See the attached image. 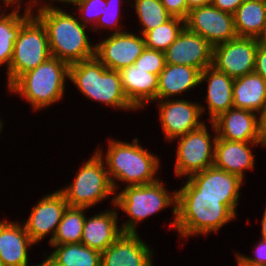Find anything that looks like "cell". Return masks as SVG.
Returning a JSON list of instances; mask_svg holds the SVG:
<instances>
[{"label":"cell","mask_w":266,"mask_h":266,"mask_svg":"<svg viewBox=\"0 0 266 266\" xmlns=\"http://www.w3.org/2000/svg\"><path fill=\"white\" fill-rule=\"evenodd\" d=\"M237 216L223 204V199L211 196H198L196 190L187 180L176 190L175 230L179 236L217 233L224 225L235 220Z\"/></svg>","instance_id":"6da1fadb"},{"label":"cell","mask_w":266,"mask_h":266,"mask_svg":"<svg viewBox=\"0 0 266 266\" xmlns=\"http://www.w3.org/2000/svg\"><path fill=\"white\" fill-rule=\"evenodd\" d=\"M138 142V137L133 138L132 143L111 138L106 154L100 148L96 150L105 161L115 193L120 188V182L127 184L126 186H136L150 184L159 179V157Z\"/></svg>","instance_id":"7a4b0ae2"},{"label":"cell","mask_w":266,"mask_h":266,"mask_svg":"<svg viewBox=\"0 0 266 266\" xmlns=\"http://www.w3.org/2000/svg\"><path fill=\"white\" fill-rule=\"evenodd\" d=\"M35 16L45 26L50 54L69 65L95 57V46L90 43L85 26L76 15L53 9ZM76 16V17H75Z\"/></svg>","instance_id":"3957f363"},{"label":"cell","mask_w":266,"mask_h":266,"mask_svg":"<svg viewBox=\"0 0 266 266\" xmlns=\"http://www.w3.org/2000/svg\"><path fill=\"white\" fill-rule=\"evenodd\" d=\"M89 100L119 110L138 111L127 99L119 71L108 69L96 57L69 66V79Z\"/></svg>","instance_id":"277c9868"},{"label":"cell","mask_w":266,"mask_h":266,"mask_svg":"<svg viewBox=\"0 0 266 266\" xmlns=\"http://www.w3.org/2000/svg\"><path fill=\"white\" fill-rule=\"evenodd\" d=\"M69 66L67 62L51 56L35 69L21 75L8 88L9 93L23 97L35 112L48 108L60 102L65 95Z\"/></svg>","instance_id":"5b68a950"},{"label":"cell","mask_w":266,"mask_h":266,"mask_svg":"<svg viewBox=\"0 0 266 266\" xmlns=\"http://www.w3.org/2000/svg\"><path fill=\"white\" fill-rule=\"evenodd\" d=\"M159 180L150 184L125 186L116 192L111 200L112 205L128 216V221L120 226L123 233H137V224L171 205L174 219L168 228H174L175 231L176 190L172 194L168 193L165 184Z\"/></svg>","instance_id":"8992f818"},{"label":"cell","mask_w":266,"mask_h":266,"mask_svg":"<svg viewBox=\"0 0 266 266\" xmlns=\"http://www.w3.org/2000/svg\"><path fill=\"white\" fill-rule=\"evenodd\" d=\"M105 161L97 151L76 171L74 180L59 189L70 207L91 208L114 194Z\"/></svg>","instance_id":"52a82bcc"},{"label":"cell","mask_w":266,"mask_h":266,"mask_svg":"<svg viewBox=\"0 0 266 266\" xmlns=\"http://www.w3.org/2000/svg\"><path fill=\"white\" fill-rule=\"evenodd\" d=\"M51 57L45 26L32 16L15 41L12 61L7 69V89L24 73L35 69Z\"/></svg>","instance_id":"ba28073f"},{"label":"cell","mask_w":266,"mask_h":266,"mask_svg":"<svg viewBox=\"0 0 266 266\" xmlns=\"http://www.w3.org/2000/svg\"><path fill=\"white\" fill-rule=\"evenodd\" d=\"M210 124L212 132L215 133L213 137L204 123L199 128L174 139L179 140L174 166L176 177H189L213 166L217 134L213 122Z\"/></svg>","instance_id":"9c48e42d"},{"label":"cell","mask_w":266,"mask_h":266,"mask_svg":"<svg viewBox=\"0 0 266 266\" xmlns=\"http://www.w3.org/2000/svg\"><path fill=\"white\" fill-rule=\"evenodd\" d=\"M256 38L239 37L213 47L212 66L232 78L254 72Z\"/></svg>","instance_id":"30bf717a"},{"label":"cell","mask_w":266,"mask_h":266,"mask_svg":"<svg viewBox=\"0 0 266 266\" xmlns=\"http://www.w3.org/2000/svg\"><path fill=\"white\" fill-rule=\"evenodd\" d=\"M185 27L202 36L213 47L237 37L233 14L221 11L212 4L190 10Z\"/></svg>","instance_id":"8fae6325"},{"label":"cell","mask_w":266,"mask_h":266,"mask_svg":"<svg viewBox=\"0 0 266 266\" xmlns=\"http://www.w3.org/2000/svg\"><path fill=\"white\" fill-rule=\"evenodd\" d=\"M186 180L198 190V196L223 199V204L237 216L236 208L241 197L240 189L244 185V180L239 176L213 165L203 171L192 174Z\"/></svg>","instance_id":"7c38bea8"},{"label":"cell","mask_w":266,"mask_h":266,"mask_svg":"<svg viewBox=\"0 0 266 266\" xmlns=\"http://www.w3.org/2000/svg\"><path fill=\"white\" fill-rule=\"evenodd\" d=\"M159 109V121L165 139L170 142L175 138L187 134L199 128L205 121H202L200 104L186 99H165L156 100Z\"/></svg>","instance_id":"4fadbf2b"},{"label":"cell","mask_w":266,"mask_h":266,"mask_svg":"<svg viewBox=\"0 0 266 266\" xmlns=\"http://www.w3.org/2000/svg\"><path fill=\"white\" fill-rule=\"evenodd\" d=\"M111 35L97 42L95 57L108 69L119 71L131 66L145 49V40L142 34L124 31Z\"/></svg>","instance_id":"5bb4252c"},{"label":"cell","mask_w":266,"mask_h":266,"mask_svg":"<svg viewBox=\"0 0 266 266\" xmlns=\"http://www.w3.org/2000/svg\"><path fill=\"white\" fill-rule=\"evenodd\" d=\"M64 194L60 190L44 195L23 223L32 241L37 244L51 234L48 243L53 240L62 216L68 207Z\"/></svg>","instance_id":"9a60e30c"},{"label":"cell","mask_w":266,"mask_h":266,"mask_svg":"<svg viewBox=\"0 0 266 266\" xmlns=\"http://www.w3.org/2000/svg\"><path fill=\"white\" fill-rule=\"evenodd\" d=\"M164 53L166 64L187 65L201 72L212 66L213 46L202 36L189 31L186 27Z\"/></svg>","instance_id":"2e32d148"},{"label":"cell","mask_w":266,"mask_h":266,"mask_svg":"<svg viewBox=\"0 0 266 266\" xmlns=\"http://www.w3.org/2000/svg\"><path fill=\"white\" fill-rule=\"evenodd\" d=\"M153 249L137 233H122L101 253V266H153Z\"/></svg>","instance_id":"e0dca14e"},{"label":"cell","mask_w":266,"mask_h":266,"mask_svg":"<svg viewBox=\"0 0 266 266\" xmlns=\"http://www.w3.org/2000/svg\"><path fill=\"white\" fill-rule=\"evenodd\" d=\"M212 122L217 138L236 142H259L258 114L255 112L233 107Z\"/></svg>","instance_id":"ac0fdd59"},{"label":"cell","mask_w":266,"mask_h":266,"mask_svg":"<svg viewBox=\"0 0 266 266\" xmlns=\"http://www.w3.org/2000/svg\"><path fill=\"white\" fill-rule=\"evenodd\" d=\"M33 245L23 224L0 218V262L4 266H30L28 252Z\"/></svg>","instance_id":"d6986e66"},{"label":"cell","mask_w":266,"mask_h":266,"mask_svg":"<svg viewBox=\"0 0 266 266\" xmlns=\"http://www.w3.org/2000/svg\"><path fill=\"white\" fill-rule=\"evenodd\" d=\"M207 82V107L200 103L202 115L208 108L209 122H212L219 115L233 108V84L234 78L216 70L213 66L205 68L200 75V84ZM204 112V113H203Z\"/></svg>","instance_id":"ffe728a7"},{"label":"cell","mask_w":266,"mask_h":266,"mask_svg":"<svg viewBox=\"0 0 266 266\" xmlns=\"http://www.w3.org/2000/svg\"><path fill=\"white\" fill-rule=\"evenodd\" d=\"M117 208L106 209L85 218L81 243L99 252L105 251L123 233L118 225Z\"/></svg>","instance_id":"44dd1931"},{"label":"cell","mask_w":266,"mask_h":266,"mask_svg":"<svg viewBox=\"0 0 266 266\" xmlns=\"http://www.w3.org/2000/svg\"><path fill=\"white\" fill-rule=\"evenodd\" d=\"M258 145L259 142H236L217 138L213 165L244 180L245 171H252L255 167V155L251 147Z\"/></svg>","instance_id":"7402d4cb"},{"label":"cell","mask_w":266,"mask_h":266,"mask_svg":"<svg viewBox=\"0 0 266 266\" xmlns=\"http://www.w3.org/2000/svg\"><path fill=\"white\" fill-rule=\"evenodd\" d=\"M119 74L124 94L137 110L157 100L158 75L137 68L134 64L121 68Z\"/></svg>","instance_id":"603a6c76"},{"label":"cell","mask_w":266,"mask_h":266,"mask_svg":"<svg viewBox=\"0 0 266 266\" xmlns=\"http://www.w3.org/2000/svg\"><path fill=\"white\" fill-rule=\"evenodd\" d=\"M201 71L187 65L166 64L158 75L157 100L173 99L200 86Z\"/></svg>","instance_id":"cb8c5ba5"},{"label":"cell","mask_w":266,"mask_h":266,"mask_svg":"<svg viewBox=\"0 0 266 266\" xmlns=\"http://www.w3.org/2000/svg\"><path fill=\"white\" fill-rule=\"evenodd\" d=\"M232 94L234 108L258 114L266 106V80L255 72L234 78Z\"/></svg>","instance_id":"d4e9b609"},{"label":"cell","mask_w":266,"mask_h":266,"mask_svg":"<svg viewBox=\"0 0 266 266\" xmlns=\"http://www.w3.org/2000/svg\"><path fill=\"white\" fill-rule=\"evenodd\" d=\"M13 10L0 18V67L3 65L9 68L15 41L18 38L22 26L33 16L27 11L26 5L24 12L20 14L21 5H14Z\"/></svg>","instance_id":"484cf974"},{"label":"cell","mask_w":266,"mask_h":266,"mask_svg":"<svg viewBox=\"0 0 266 266\" xmlns=\"http://www.w3.org/2000/svg\"><path fill=\"white\" fill-rule=\"evenodd\" d=\"M233 16L237 36L256 38L266 21V1L244 0Z\"/></svg>","instance_id":"4316f807"},{"label":"cell","mask_w":266,"mask_h":266,"mask_svg":"<svg viewBox=\"0 0 266 266\" xmlns=\"http://www.w3.org/2000/svg\"><path fill=\"white\" fill-rule=\"evenodd\" d=\"M50 246L54 251L49 256L61 266H101V252L82 243Z\"/></svg>","instance_id":"83f0119b"},{"label":"cell","mask_w":266,"mask_h":266,"mask_svg":"<svg viewBox=\"0 0 266 266\" xmlns=\"http://www.w3.org/2000/svg\"><path fill=\"white\" fill-rule=\"evenodd\" d=\"M86 210L87 208L68 206L49 245L81 243Z\"/></svg>","instance_id":"f1b7e54d"},{"label":"cell","mask_w":266,"mask_h":266,"mask_svg":"<svg viewBox=\"0 0 266 266\" xmlns=\"http://www.w3.org/2000/svg\"><path fill=\"white\" fill-rule=\"evenodd\" d=\"M132 4L137 14L138 21L141 25L140 34L144 35L146 32L164 24L172 16L166 11L161 0H134Z\"/></svg>","instance_id":"f546056e"},{"label":"cell","mask_w":266,"mask_h":266,"mask_svg":"<svg viewBox=\"0 0 266 266\" xmlns=\"http://www.w3.org/2000/svg\"><path fill=\"white\" fill-rule=\"evenodd\" d=\"M185 27V20L178 17H171L164 24L146 32L144 36L147 48L165 52L166 49L176 40L179 33Z\"/></svg>","instance_id":"4dcf8cb0"},{"label":"cell","mask_w":266,"mask_h":266,"mask_svg":"<svg viewBox=\"0 0 266 266\" xmlns=\"http://www.w3.org/2000/svg\"><path fill=\"white\" fill-rule=\"evenodd\" d=\"M107 5L104 8L105 13L99 17V19L96 22V25L93 26V30L96 32L99 31V34H101V30L105 29L106 31L109 32L108 29H112V33H121L124 32L125 30L123 29L122 31V26L119 25L121 22L122 14H121V7L123 6L124 2L123 0H106ZM122 5V6H121ZM121 26V28H120ZM95 27V28H94Z\"/></svg>","instance_id":"1f68e13d"},{"label":"cell","mask_w":266,"mask_h":266,"mask_svg":"<svg viewBox=\"0 0 266 266\" xmlns=\"http://www.w3.org/2000/svg\"><path fill=\"white\" fill-rule=\"evenodd\" d=\"M106 0H78L74 5L78 12V19L87 27L90 26V31L93 25H96L97 20L105 13ZM78 10V11H77ZM93 24V25H92Z\"/></svg>","instance_id":"d6a6232c"},{"label":"cell","mask_w":266,"mask_h":266,"mask_svg":"<svg viewBox=\"0 0 266 266\" xmlns=\"http://www.w3.org/2000/svg\"><path fill=\"white\" fill-rule=\"evenodd\" d=\"M134 65L150 73L159 75L166 66L165 53L145 47Z\"/></svg>","instance_id":"836d02e7"},{"label":"cell","mask_w":266,"mask_h":266,"mask_svg":"<svg viewBox=\"0 0 266 266\" xmlns=\"http://www.w3.org/2000/svg\"><path fill=\"white\" fill-rule=\"evenodd\" d=\"M51 1L52 3L53 2L64 3V4L67 3L68 5H72V6H74L78 2V0H49V2L47 3V0L46 2H44V0H32L30 3L26 4L27 11L30 12L33 16H35V12H34L35 9H33L35 7L37 11L36 14L44 12V11H48V10L60 9V7L58 6H53L52 3L50 5ZM38 4H41V5H38Z\"/></svg>","instance_id":"e575fe53"},{"label":"cell","mask_w":266,"mask_h":266,"mask_svg":"<svg viewBox=\"0 0 266 266\" xmlns=\"http://www.w3.org/2000/svg\"><path fill=\"white\" fill-rule=\"evenodd\" d=\"M161 2L172 17L182 18L184 20L187 18L188 7L186 0H161Z\"/></svg>","instance_id":"d590c367"},{"label":"cell","mask_w":266,"mask_h":266,"mask_svg":"<svg viewBox=\"0 0 266 266\" xmlns=\"http://www.w3.org/2000/svg\"><path fill=\"white\" fill-rule=\"evenodd\" d=\"M258 242L256 243L257 245H254V255L252 257L241 253L240 256L247 262L266 265V241L260 239Z\"/></svg>","instance_id":"8d00e7d4"},{"label":"cell","mask_w":266,"mask_h":266,"mask_svg":"<svg viewBox=\"0 0 266 266\" xmlns=\"http://www.w3.org/2000/svg\"><path fill=\"white\" fill-rule=\"evenodd\" d=\"M254 72L266 80V48L259 45L256 52Z\"/></svg>","instance_id":"74e56055"},{"label":"cell","mask_w":266,"mask_h":266,"mask_svg":"<svg viewBox=\"0 0 266 266\" xmlns=\"http://www.w3.org/2000/svg\"><path fill=\"white\" fill-rule=\"evenodd\" d=\"M244 0H211V4L221 11L234 14Z\"/></svg>","instance_id":"f35d334b"},{"label":"cell","mask_w":266,"mask_h":266,"mask_svg":"<svg viewBox=\"0 0 266 266\" xmlns=\"http://www.w3.org/2000/svg\"><path fill=\"white\" fill-rule=\"evenodd\" d=\"M258 135L261 147L266 146V106L258 113Z\"/></svg>","instance_id":"ab89813d"},{"label":"cell","mask_w":266,"mask_h":266,"mask_svg":"<svg viewBox=\"0 0 266 266\" xmlns=\"http://www.w3.org/2000/svg\"><path fill=\"white\" fill-rule=\"evenodd\" d=\"M186 4L188 7V13H189V11L194 8H198L201 6L211 4V0H186Z\"/></svg>","instance_id":"60d3db41"},{"label":"cell","mask_w":266,"mask_h":266,"mask_svg":"<svg viewBox=\"0 0 266 266\" xmlns=\"http://www.w3.org/2000/svg\"><path fill=\"white\" fill-rule=\"evenodd\" d=\"M256 40L259 46L266 48V21L263 25L262 31L256 37Z\"/></svg>","instance_id":"b9f144b4"},{"label":"cell","mask_w":266,"mask_h":266,"mask_svg":"<svg viewBox=\"0 0 266 266\" xmlns=\"http://www.w3.org/2000/svg\"><path fill=\"white\" fill-rule=\"evenodd\" d=\"M236 264L237 266H266V265H261V264H253L250 262L245 261L241 256H240V252L236 253Z\"/></svg>","instance_id":"7bdbcfd3"},{"label":"cell","mask_w":266,"mask_h":266,"mask_svg":"<svg viewBox=\"0 0 266 266\" xmlns=\"http://www.w3.org/2000/svg\"><path fill=\"white\" fill-rule=\"evenodd\" d=\"M261 240L266 241V205L261 219Z\"/></svg>","instance_id":"ee69618b"},{"label":"cell","mask_w":266,"mask_h":266,"mask_svg":"<svg viewBox=\"0 0 266 266\" xmlns=\"http://www.w3.org/2000/svg\"><path fill=\"white\" fill-rule=\"evenodd\" d=\"M36 265L37 266H61L58 263H56L50 256L45 257V259L42 262Z\"/></svg>","instance_id":"f6af8a7d"},{"label":"cell","mask_w":266,"mask_h":266,"mask_svg":"<svg viewBox=\"0 0 266 266\" xmlns=\"http://www.w3.org/2000/svg\"><path fill=\"white\" fill-rule=\"evenodd\" d=\"M4 2V7H6L5 9H7V8H9V7H11V6H14L11 2H10V0H2V3ZM9 6V7H8ZM6 13H5V11H2V9H1V7H0V18L2 17V16H4Z\"/></svg>","instance_id":"bcb514c9"},{"label":"cell","mask_w":266,"mask_h":266,"mask_svg":"<svg viewBox=\"0 0 266 266\" xmlns=\"http://www.w3.org/2000/svg\"><path fill=\"white\" fill-rule=\"evenodd\" d=\"M23 0H10V2L14 5H20V3H23L24 4V2H22ZM32 0H29L28 2H26V3H30Z\"/></svg>","instance_id":"7dc6e473"},{"label":"cell","mask_w":266,"mask_h":266,"mask_svg":"<svg viewBox=\"0 0 266 266\" xmlns=\"http://www.w3.org/2000/svg\"><path fill=\"white\" fill-rule=\"evenodd\" d=\"M2 129H3V122H2V119H0V134H1Z\"/></svg>","instance_id":"c3c4849f"}]
</instances>
